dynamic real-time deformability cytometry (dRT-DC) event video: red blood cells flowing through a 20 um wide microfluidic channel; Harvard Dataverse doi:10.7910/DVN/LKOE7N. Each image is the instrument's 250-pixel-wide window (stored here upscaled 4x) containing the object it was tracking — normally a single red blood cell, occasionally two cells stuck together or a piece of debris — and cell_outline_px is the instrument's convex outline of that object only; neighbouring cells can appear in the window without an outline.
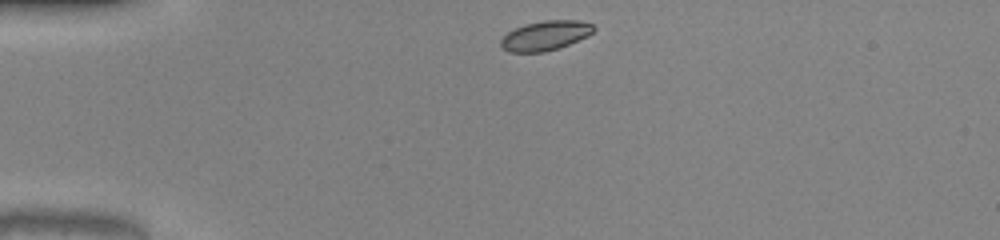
{"species": "common noctule bat (a hibernating species)", "species_latin": "Nyctalus noctula", "temperature_condition": "warm", "stored_images_in_passage": 35, "camera_frame_rate_fps": 3000, "um_per_image_px": 0.085, "animal": {"sex": "male", "body_mass_g": 20.0, "forearm_length_mm": 53.3}, "frame": {"image": 1, "passage_image": 1, "time_ms": 0.0, "image_size_px": [1000, 240], "cell_outline_px": [[596, 28], [588, 36], [568, 44], [544, 52], [508, 52], [500, 48], [500, 40], [508, 32], [524, 24], [544, 20], [580, 20], [592, 24]], "centroid_in_image_um": [46.33, 3.02], "position_along_channel_um": 38.7, "area_um2": 16.01}}
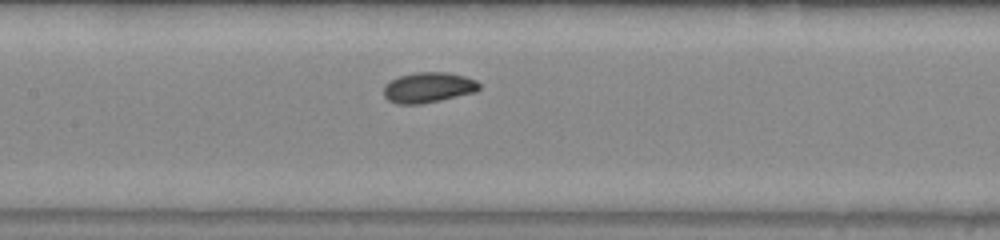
{"frame": {"image": 2, "passage_image": 14, "time_ms": 4.333, "image_size_px": [1000, 240], "cell_outline_px": [[480, 88], [476, 92], [440, 100], [420, 104], [396, 104], [388, 100], [384, 96], [384, 84], [400, 76], [416, 72], [448, 72], [464, 76], [476, 80], [480, 84]], "centroid_in_image_um": [36.41, 7.44], "position_along_channel_um": 171.0, "area_um2": 16.94}}
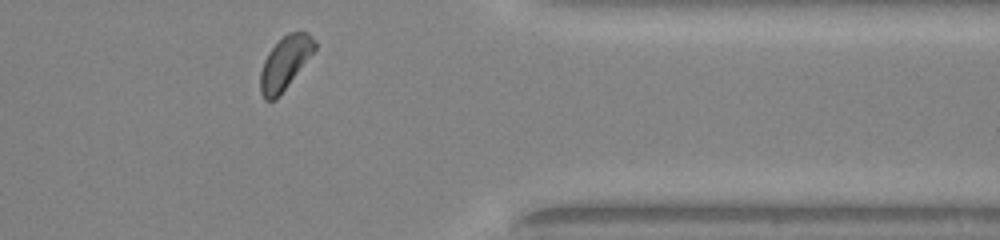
{"frame": {"image": 3, "passage_image": 31, "time_ms": 10.0, "image_size_px": [1000, 240], "cell_outline_px": [[316, 48], [280, 96], [276, 100], [264, 100], [260, 92], [260, 72], [264, 60], [268, 52], [288, 32], [308, 32], [316, 40]], "centroid_in_image_um": [24.21, 5.37], "position_along_channel_um": 387.2, "area_um2": 16.7}, "authors_computed_cell_mechanics": {"area_um2": 16.6464, "velocity_mm_per_s": 4.0424, "shape_relaxation_time_tau1_ms": 1.334, "shape_relaxation_time_tau2_ms": 3.9915, "deformation_change_tau1": 0.0484, "deformation_change_tau2": 0.0526}}